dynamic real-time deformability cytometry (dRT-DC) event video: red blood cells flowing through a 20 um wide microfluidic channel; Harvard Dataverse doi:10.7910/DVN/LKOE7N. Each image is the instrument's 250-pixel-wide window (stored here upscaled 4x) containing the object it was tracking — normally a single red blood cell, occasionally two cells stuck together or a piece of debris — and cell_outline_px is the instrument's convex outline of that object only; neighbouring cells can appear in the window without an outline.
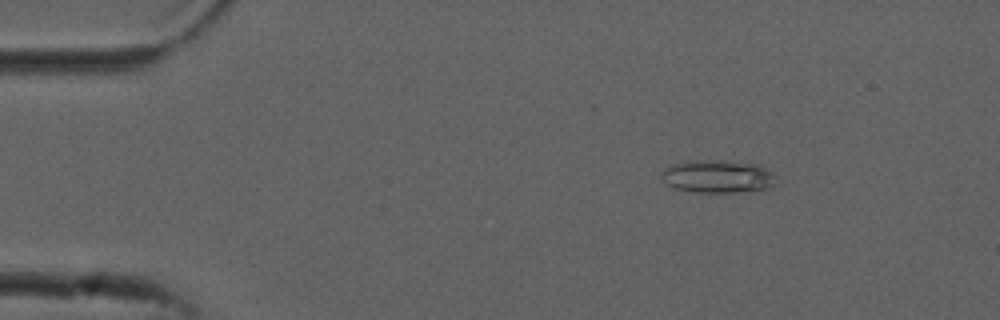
{"species": "common noctule bat (a hibernating species)", "species_latin": "Nyctalus noctula", "temperature_condition": "cold", "stored_images_in_passage": 15, "camera_frame_rate_fps": 3000, "um_per_image_px": 0.085, "animal": {"sex": "male", "forearm_length_mm": 52.5}, "frame": {"image": 1, "passage_image": 7, "time_ms": 2.0, "image_size_px": [1000, 320], "cell_outline_px": [[772, 184], [764, 188], [736, 192], [696, 192], [672, 188], [660, 180], [660, 172], [664, 168], [672, 164], [696, 160], [720, 160], [760, 164], [772, 172]], "centroid_in_image_um": [60.88, 14.98], "position_along_channel_um": 24.1, "area_um2": 21.85}}